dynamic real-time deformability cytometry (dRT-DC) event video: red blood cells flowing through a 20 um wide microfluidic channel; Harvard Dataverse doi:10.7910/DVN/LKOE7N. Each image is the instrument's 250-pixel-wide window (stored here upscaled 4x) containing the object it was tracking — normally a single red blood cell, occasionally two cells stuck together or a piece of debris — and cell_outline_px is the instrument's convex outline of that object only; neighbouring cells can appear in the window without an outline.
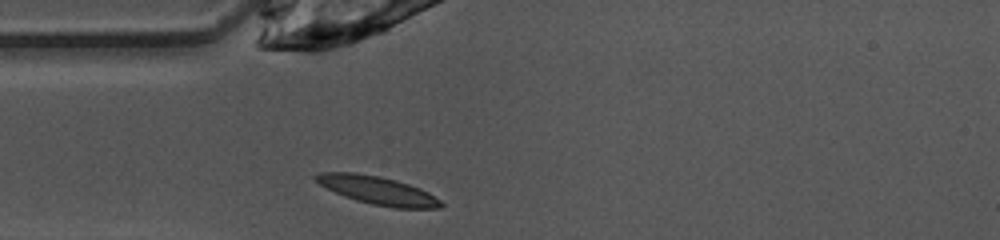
{"species": "common noctule bat (a hibernating species)", "species_latin": "Nyctalus noctula", "temperature_condition": "warm", "stored_images_in_passage": 37, "camera_frame_rate_fps": 3000, "um_per_image_px": 0.085, "animal": {"sex": "female", "body_mass_g": 10.0, "forearm_length_mm": 53.1}, "frame": {"image": 1, "passage_image": 1, "time_ms": 0.0, "image_size_px": [1000, 240], "cell_outline_px": [[444, 204], [440, 208], [396, 208], [372, 204], [356, 200], [344, 196], [320, 184], [312, 176], [320, 172], [352, 172], [380, 176], [396, 180], [420, 188], [428, 192], [440, 200]], "centroid_in_image_um": [32.11, 16.18], "position_along_channel_um": 52.9, "area_um2": 20.35}}
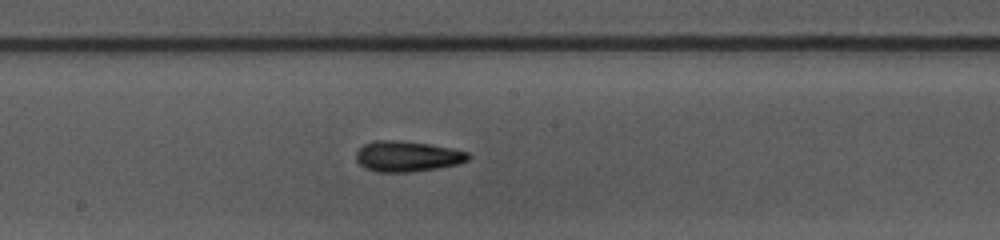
{"frame": {"image": 2, "passage_image": 13, "time_ms": 4.0, "image_size_px": [1000, 240], "cell_outline_px": [[472, 156], [468, 160], [460, 164], [412, 172], [376, 172], [364, 168], [356, 160], [356, 152], [364, 144], [376, 140], [404, 140], [452, 148], [468, 152]], "centroid_in_image_um": [34.63, 13.29], "position_along_channel_um": 213.6, "area_um2": 20.23}}
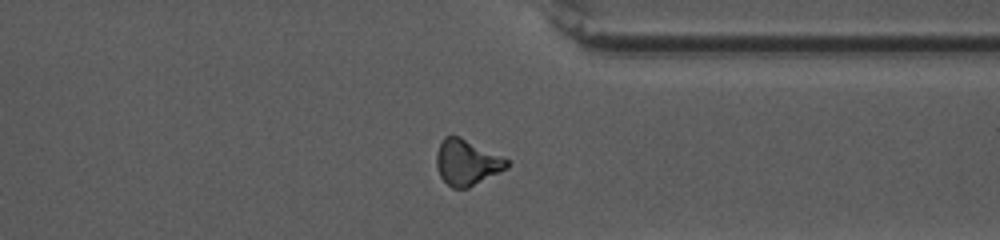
{"frame": {"image": 3, "passage_image": 25, "time_ms": 8.0, "image_size_px": [1000, 240], "cell_outline_px": [[508, 168], [468, 188], [452, 188], [440, 176], [436, 164], [436, 152], [444, 136], [460, 136], [508, 160]], "centroid_in_image_um": [39.66, 13.81], "position_along_channel_um": 371.7, "area_um2": 18.5}, "authors_computed_cell_mechanics": {"area_um2": 18.496, "velocity_mm_per_s": 4.0641, "shape_relaxation_time_tau1_ms": 4.0225, "shape_relaxation_time_tau2_ms": 5.9776, "deformation_change_tau1": 0.1608, "deformation_change_tau2": 0.1621}}